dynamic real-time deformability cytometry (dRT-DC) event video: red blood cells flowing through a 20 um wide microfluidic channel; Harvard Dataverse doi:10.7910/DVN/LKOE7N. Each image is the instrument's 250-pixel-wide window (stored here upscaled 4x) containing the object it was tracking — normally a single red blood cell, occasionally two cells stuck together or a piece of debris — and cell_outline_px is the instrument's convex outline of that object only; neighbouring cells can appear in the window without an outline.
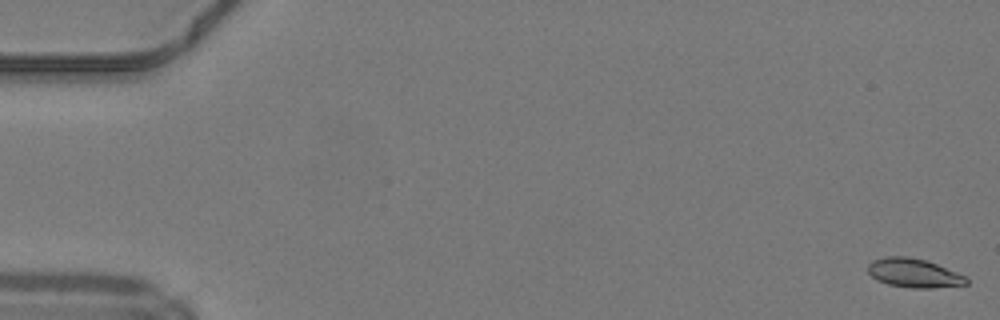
{"species": "common noctule bat (a hibernating species)", "species_latin": "Nyctalus noctula", "temperature_condition": "warm", "stored_images_in_passage": 50, "camera_frame_rate_fps": 3000, "um_per_image_px": 0.085, "animal": {"sex": "male", "body_mass_g": 19.2, "forearm_length_mm": 51.8}, "frame": {"image": 1, "passage_image": 1, "time_ms": 0.0, "image_size_px": [1000, 320], "cell_outline_px": [[968, 284], [932, 288], [912, 288], [888, 284], [876, 280], [868, 272], [868, 264], [872, 260], [888, 256], [908, 256], [924, 260], [936, 264], [968, 276]], "centroid_in_image_um": [77.69, 23.21], "position_along_channel_um": 7.3, "area_um2": 16.65}}
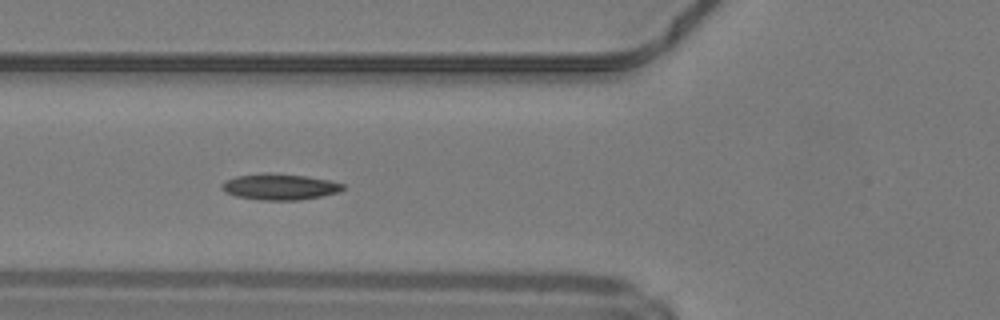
{"frame": {"image": 2, "passage_image": 19, "time_ms": 6.0, "image_size_px": [1000, 320], "cell_outline_px": [[344, 188], [340, 192], [320, 196], [296, 200], [260, 200], [236, 196], [224, 192], [220, 184], [224, 180], [236, 176], [260, 172], [268, 172], [304, 176], [328, 180], [344, 184]], "centroid_in_image_um": [23.71, 15.86], "position_along_channel_um": 102.1, "area_um2": 18.5}}
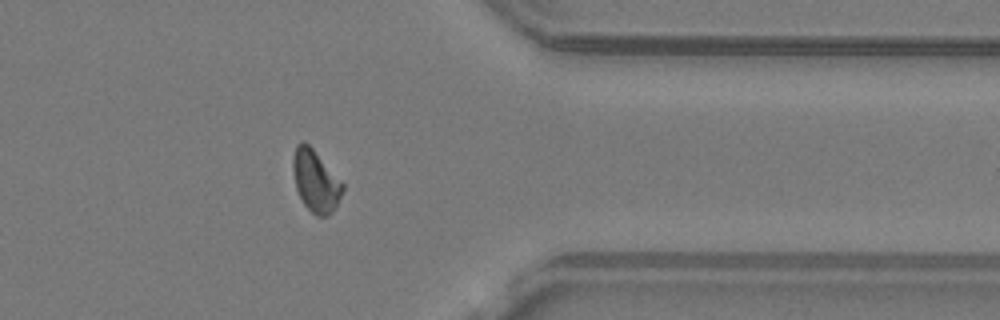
{"frame": {"image": 3, "passage_image": 40, "time_ms": 13.0, "image_size_px": [1000, 320], "cell_outline_px": [[344, 188], [332, 212], [328, 216], [316, 216], [304, 204], [296, 188], [292, 168], [292, 156], [296, 144], [300, 140], [304, 140], [312, 148], [344, 184]], "centroid_in_image_um": [26.79, 15.35], "position_along_channel_um": 384.6, "area_um2": 17.74}, "authors_computed_cell_mechanics": {"area_um2": 17.34, "velocity_mm_per_s": 4.2182, "shape_relaxation_time_tau1_ms": 10.3482, "shape_relaxation_time_tau2_ms": 2.3934, "deformation_change_tau1": 0.2323, "deformation_change_tau2": 0.0839}}